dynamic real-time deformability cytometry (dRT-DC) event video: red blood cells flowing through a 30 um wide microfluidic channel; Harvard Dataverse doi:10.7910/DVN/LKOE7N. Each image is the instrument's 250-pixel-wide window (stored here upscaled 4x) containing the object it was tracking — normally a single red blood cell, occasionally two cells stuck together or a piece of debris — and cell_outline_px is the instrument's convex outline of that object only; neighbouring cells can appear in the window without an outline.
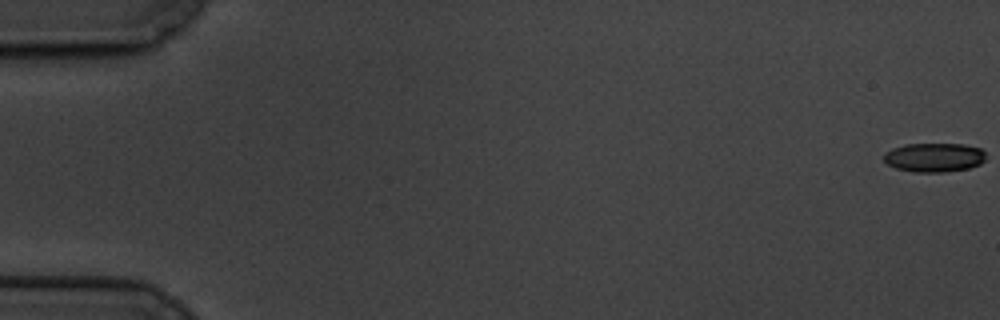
{"species": "common noctule bat (a hibernating species)", "species_latin": "Nyctalus noctula", "temperature_condition": "cold", "stored_images_in_passage": 61, "camera_frame_rate_fps": 3000, "um_per_image_px": 0.085, "animal": {"sex": "male", "body_mass_g": 19.5, "forearm_length_mm": 54.6}, "frame": {"image": 1, "passage_image": 1, "time_ms": 0.0, "image_size_px": [1000, 320], "cell_outline_px": [[984, 160], [980, 164], [968, 168], [944, 172], [912, 172], [896, 168], [888, 164], [884, 160], [884, 152], [892, 148], [904, 144], [964, 144], [980, 148], [984, 152]], "centroid_in_image_um": [79.38, 13.38], "position_along_channel_um": 5.6, "area_um2": 17.28}}
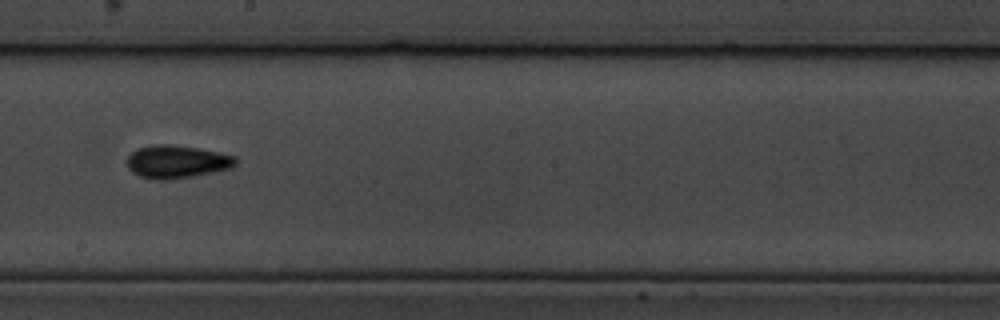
{"frame": {"image": 2, "passage_image": 35, "time_ms": 11.333, "image_size_px": [1000, 320], "cell_outline_px": [[236, 164], [232, 168], [196, 176], [168, 180], [156, 180], [140, 176], [132, 172], [128, 168], [128, 156], [136, 148], [156, 144], [168, 144], [200, 148], [220, 152], [236, 156]], "centroid_in_image_um": [15.05, 13.75], "position_along_channel_um": 233.1, "area_um2": 21.1}}
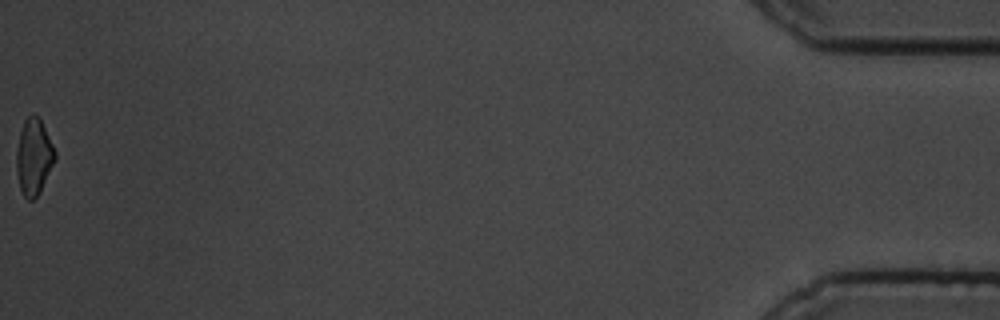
{"frame": {"image": 3, "passage_image": 61, "time_ms": 20.0, "image_size_px": [1000, 320], "cell_outline_px": [[56, 160], [40, 192], [32, 200], [28, 200], [24, 196], [20, 188], [16, 172], [16, 152], [20, 132], [24, 120], [32, 112], [40, 120], [56, 152]], "centroid_in_image_um": [2.87, 13.35], "position_along_channel_um": 432.3, "area_um2": 17.05}, "authors_computed_cell_mechanics": {"area_um2": 18.2648, "velocity_mm_per_s": 3.3984, "shape_relaxation_time_tau1_ms": 3.6217, "shape_relaxation_time_tau2_ms": 4.63, "deformation_change_tau1": 0.1178, "deformation_change_tau2": 0.1267}}